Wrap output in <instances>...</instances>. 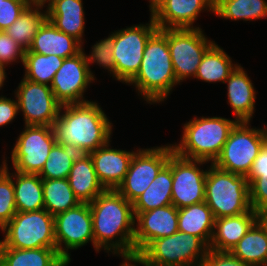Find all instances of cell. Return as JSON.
<instances>
[{
  "mask_svg": "<svg viewBox=\"0 0 267 266\" xmlns=\"http://www.w3.org/2000/svg\"><path fill=\"white\" fill-rule=\"evenodd\" d=\"M54 230L57 252L68 264L71 262L69 250H76L89 242L95 249L89 203H80L56 214Z\"/></svg>",
  "mask_w": 267,
  "mask_h": 266,
  "instance_id": "4fadbf2b",
  "label": "cell"
},
{
  "mask_svg": "<svg viewBox=\"0 0 267 266\" xmlns=\"http://www.w3.org/2000/svg\"><path fill=\"white\" fill-rule=\"evenodd\" d=\"M166 38L179 83L195 77L203 55L215 42L209 40L201 28L166 29Z\"/></svg>",
  "mask_w": 267,
  "mask_h": 266,
  "instance_id": "30bf717a",
  "label": "cell"
},
{
  "mask_svg": "<svg viewBox=\"0 0 267 266\" xmlns=\"http://www.w3.org/2000/svg\"><path fill=\"white\" fill-rule=\"evenodd\" d=\"M4 166L0 170V230L13 218L17 213L13 173L8 170L7 161L4 159Z\"/></svg>",
  "mask_w": 267,
  "mask_h": 266,
  "instance_id": "8d00e7d4",
  "label": "cell"
},
{
  "mask_svg": "<svg viewBox=\"0 0 267 266\" xmlns=\"http://www.w3.org/2000/svg\"><path fill=\"white\" fill-rule=\"evenodd\" d=\"M238 64L215 42L207 49L195 74L196 79L208 83L224 82Z\"/></svg>",
  "mask_w": 267,
  "mask_h": 266,
  "instance_id": "f546056e",
  "label": "cell"
},
{
  "mask_svg": "<svg viewBox=\"0 0 267 266\" xmlns=\"http://www.w3.org/2000/svg\"><path fill=\"white\" fill-rule=\"evenodd\" d=\"M230 252L252 266H267L266 226L258 219Z\"/></svg>",
  "mask_w": 267,
  "mask_h": 266,
  "instance_id": "83f0119b",
  "label": "cell"
},
{
  "mask_svg": "<svg viewBox=\"0 0 267 266\" xmlns=\"http://www.w3.org/2000/svg\"><path fill=\"white\" fill-rule=\"evenodd\" d=\"M158 29L153 17L147 24H137L114 30V79L128 84L138 73L144 48L150 36Z\"/></svg>",
  "mask_w": 267,
  "mask_h": 266,
  "instance_id": "9c48e42d",
  "label": "cell"
},
{
  "mask_svg": "<svg viewBox=\"0 0 267 266\" xmlns=\"http://www.w3.org/2000/svg\"><path fill=\"white\" fill-rule=\"evenodd\" d=\"M224 83H227V103L233 109L235 120L250 122L256 100V91L250 77L243 67L237 65Z\"/></svg>",
  "mask_w": 267,
  "mask_h": 266,
  "instance_id": "44dd1931",
  "label": "cell"
},
{
  "mask_svg": "<svg viewBox=\"0 0 267 266\" xmlns=\"http://www.w3.org/2000/svg\"><path fill=\"white\" fill-rule=\"evenodd\" d=\"M67 179L80 203H91L106 190L98 180L89 154H78Z\"/></svg>",
  "mask_w": 267,
  "mask_h": 266,
  "instance_id": "cb8c5ba5",
  "label": "cell"
},
{
  "mask_svg": "<svg viewBox=\"0 0 267 266\" xmlns=\"http://www.w3.org/2000/svg\"><path fill=\"white\" fill-rule=\"evenodd\" d=\"M47 5V19L60 31L78 40L82 45L85 12L82 0H42ZM83 41V42H82Z\"/></svg>",
  "mask_w": 267,
  "mask_h": 266,
  "instance_id": "ffe728a7",
  "label": "cell"
},
{
  "mask_svg": "<svg viewBox=\"0 0 267 266\" xmlns=\"http://www.w3.org/2000/svg\"><path fill=\"white\" fill-rule=\"evenodd\" d=\"M33 0H3L0 5V31H5L17 20Z\"/></svg>",
  "mask_w": 267,
  "mask_h": 266,
  "instance_id": "ab89813d",
  "label": "cell"
},
{
  "mask_svg": "<svg viewBox=\"0 0 267 266\" xmlns=\"http://www.w3.org/2000/svg\"><path fill=\"white\" fill-rule=\"evenodd\" d=\"M89 207L95 250L99 253L100 249H104L121 258H134L135 216L132 202L117 190L108 189L89 203Z\"/></svg>",
  "mask_w": 267,
  "mask_h": 266,
  "instance_id": "6da1fadb",
  "label": "cell"
},
{
  "mask_svg": "<svg viewBox=\"0 0 267 266\" xmlns=\"http://www.w3.org/2000/svg\"><path fill=\"white\" fill-rule=\"evenodd\" d=\"M11 152L15 171L39 174L57 142L52 126L25 125Z\"/></svg>",
  "mask_w": 267,
  "mask_h": 266,
  "instance_id": "8fae6325",
  "label": "cell"
},
{
  "mask_svg": "<svg viewBox=\"0 0 267 266\" xmlns=\"http://www.w3.org/2000/svg\"><path fill=\"white\" fill-rule=\"evenodd\" d=\"M259 220L266 226L267 228V206L259 212Z\"/></svg>",
  "mask_w": 267,
  "mask_h": 266,
  "instance_id": "f6af8a7d",
  "label": "cell"
},
{
  "mask_svg": "<svg viewBox=\"0 0 267 266\" xmlns=\"http://www.w3.org/2000/svg\"><path fill=\"white\" fill-rule=\"evenodd\" d=\"M19 113L18 102L5 96H0V127L11 123Z\"/></svg>",
  "mask_w": 267,
  "mask_h": 266,
  "instance_id": "b9f144b4",
  "label": "cell"
},
{
  "mask_svg": "<svg viewBox=\"0 0 267 266\" xmlns=\"http://www.w3.org/2000/svg\"><path fill=\"white\" fill-rule=\"evenodd\" d=\"M13 180L17 212L44 209L42 178L38 174L15 171Z\"/></svg>",
  "mask_w": 267,
  "mask_h": 266,
  "instance_id": "f1b7e54d",
  "label": "cell"
},
{
  "mask_svg": "<svg viewBox=\"0 0 267 266\" xmlns=\"http://www.w3.org/2000/svg\"><path fill=\"white\" fill-rule=\"evenodd\" d=\"M135 86L138 95L149 104L163 102L172 89L180 83L176 80L166 29H157L147 41L140 68L128 83Z\"/></svg>",
  "mask_w": 267,
  "mask_h": 266,
  "instance_id": "3957f363",
  "label": "cell"
},
{
  "mask_svg": "<svg viewBox=\"0 0 267 266\" xmlns=\"http://www.w3.org/2000/svg\"><path fill=\"white\" fill-rule=\"evenodd\" d=\"M110 142L108 141L102 147L88 154L92 159L98 180L103 187L106 190H116L123 182L135 152L133 150L130 152L127 150L112 149V147H109Z\"/></svg>",
  "mask_w": 267,
  "mask_h": 266,
  "instance_id": "d6986e66",
  "label": "cell"
},
{
  "mask_svg": "<svg viewBox=\"0 0 267 266\" xmlns=\"http://www.w3.org/2000/svg\"><path fill=\"white\" fill-rule=\"evenodd\" d=\"M44 209L51 215L67 211L80 204L67 178L42 179Z\"/></svg>",
  "mask_w": 267,
  "mask_h": 266,
  "instance_id": "d6a6232c",
  "label": "cell"
},
{
  "mask_svg": "<svg viewBox=\"0 0 267 266\" xmlns=\"http://www.w3.org/2000/svg\"><path fill=\"white\" fill-rule=\"evenodd\" d=\"M82 44L75 38L57 29L48 19L34 36L30 52L69 58L82 51Z\"/></svg>",
  "mask_w": 267,
  "mask_h": 266,
  "instance_id": "603a6c76",
  "label": "cell"
},
{
  "mask_svg": "<svg viewBox=\"0 0 267 266\" xmlns=\"http://www.w3.org/2000/svg\"><path fill=\"white\" fill-rule=\"evenodd\" d=\"M150 14L158 29L194 27L201 11L214 13V0H149Z\"/></svg>",
  "mask_w": 267,
  "mask_h": 266,
  "instance_id": "e0dca14e",
  "label": "cell"
},
{
  "mask_svg": "<svg viewBox=\"0 0 267 266\" xmlns=\"http://www.w3.org/2000/svg\"><path fill=\"white\" fill-rule=\"evenodd\" d=\"M172 155L148 188L133 202L136 217L140 212L172 204Z\"/></svg>",
  "mask_w": 267,
  "mask_h": 266,
  "instance_id": "d4e9b609",
  "label": "cell"
},
{
  "mask_svg": "<svg viewBox=\"0 0 267 266\" xmlns=\"http://www.w3.org/2000/svg\"><path fill=\"white\" fill-rule=\"evenodd\" d=\"M14 92L25 125L54 126L61 104L55 99L50 85L22 78Z\"/></svg>",
  "mask_w": 267,
  "mask_h": 266,
  "instance_id": "5bb4252c",
  "label": "cell"
},
{
  "mask_svg": "<svg viewBox=\"0 0 267 266\" xmlns=\"http://www.w3.org/2000/svg\"><path fill=\"white\" fill-rule=\"evenodd\" d=\"M215 218L205 202L178 209V231L200 237L210 244Z\"/></svg>",
  "mask_w": 267,
  "mask_h": 266,
  "instance_id": "4316f807",
  "label": "cell"
},
{
  "mask_svg": "<svg viewBox=\"0 0 267 266\" xmlns=\"http://www.w3.org/2000/svg\"><path fill=\"white\" fill-rule=\"evenodd\" d=\"M249 121H240L232 128L214 165L224 171L247 176L255 158L267 141V126L251 128ZM250 126V127H249Z\"/></svg>",
  "mask_w": 267,
  "mask_h": 266,
  "instance_id": "52a82bcc",
  "label": "cell"
},
{
  "mask_svg": "<svg viewBox=\"0 0 267 266\" xmlns=\"http://www.w3.org/2000/svg\"><path fill=\"white\" fill-rule=\"evenodd\" d=\"M78 152L58 142L50 150L48 159L41 172L38 174L42 179L68 178Z\"/></svg>",
  "mask_w": 267,
  "mask_h": 266,
  "instance_id": "d590c367",
  "label": "cell"
},
{
  "mask_svg": "<svg viewBox=\"0 0 267 266\" xmlns=\"http://www.w3.org/2000/svg\"><path fill=\"white\" fill-rule=\"evenodd\" d=\"M44 7L42 0H33L5 30L25 51L31 47L34 36L47 20V10H42Z\"/></svg>",
  "mask_w": 267,
  "mask_h": 266,
  "instance_id": "484cf974",
  "label": "cell"
},
{
  "mask_svg": "<svg viewBox=\"0 0 267 266\" xmlns=\"http://www.w3.org/2000/svg\"><path fill=\"white\" fill-rule=\"evenodd\" d=\"M205 163L209 162L186 159L175 152L172 154V205L177 209L205 202L208 169L200 168Z\"/></svg>",
  "mask_w": 267,
  "mask_h": 266,
  "instance_id": "9a60e30c",
  "label": "cell"
},
{
  "mask_svg": "<svg viewBox=\"0 0 267 266\" xmlns=\"http://www.w3.org/2000/svg\"><path fill=\"white\" fill-rule=\"evenodd\" d=\"M259 219V213L249 210L238 216L215 219L209 249L230 251Z\"/></svg>",
  "mask_w": 267,
  "mask_h": 266,
  "instance_id": "7402d4cb",
  "label": "cell"
},
{
  "mask_svg": "<svg viewBox=\"0 0 267 266\" xmlns=\"http://www.w3.org/2000/svg\"><path fill=\"white\" fill-rule=\"evenodd\" d=\"M200 266H252L235 257L230 251L208 249Z\"/></svg>",
  "mask_w": 267,
  "mask_h": 266,
  "instance_id": "60d3db41",
  "label": "cell"
},
{
  "mask_svg": "<svg viewBox=\"0 0 267 266\" xmlns=\"http://www.w3.org/2000/svg\"><path fill=\"white\" fill-rule=\"evenodd\" d=\"M57 248H6L3 266H68Z\"/></svg>",
  "mask_w": 267,
  "mask_h": 266,
  "instance_id": "4dcf8cb0",
  "label": "cell"
},
{
  "mask_svg": "<svg viewBox=\"0 0 267 266\" xmlns=\"http://www.w3.org/2000/svg\"><path fill=\"white\" fill-rule=\"evenodd\" d=\"M237 122L220 116L201 118L195 116L183 124L180 142L172 144L174 152L186 159L210 161L213 164Z\"/></svg>",
  "mask_w": 267,
  "mask_h": 266,
  "instance_id": "277c9868",
  "label": "cell"
},
{
  "mask_svg": "<svg viewBox=\"0 0 267 266\" xmlns=\"http://www.w3.org/2000/svg\"><path fill=\"white\" fill-rule=\"evenodd\" d=\"M24 53L25 50L6 31H0V65L7 67V64L18 60L23 64Z\"/></svg>",
  "mask_w": 267,
  "mask_h": 266,
  "instance_id": "f35d334b",
  "label": "cell"
},
{
  "mask_svg": "<svg viewBox=\"0 0 267 266\" xmlns=\"http://www.w3.org/2000/svg\"><path fill=\"white\" fill-rule=\"evenodd\" d=\"M246 177L249 183L251 207L259 213L267 206V141L260 149Z\"/></svg>",
  "mask_w": 267,
  "mask_h": 266,
  "instance_id": "e575fe53",
  "label": "cell"
},
{
  "mask_svg": "<svg viewBox=\"0 0 267 266\" xmlns=\"http://www.w3.org/2000/svg\"><path fill=\"white\" fill-rule=\"evenodd\" d=\"M95 79L86 61L84 48L77 55L65 58L50 85L55 99L61 104L84 103V93Z\"/></svg>",
  "mask_w": 267,
  "mask_h": 266,
  "instance_id": "2e32d148",
  "label": "cell"
},
{
  "mask_svg": "<svg viewBox=\"0 0 267 266\" xmlns=\"http://www.w3.org/2000/svg\"><path fill=\"white\" fill-rule=\"evenodd\" d=\"M1 231L6 248H56L54 216L45 209L17 212Z\"/></svg>",
  "mask_w": 267,
  "mask_h": 266,
  "instance_id": "ba28073f",
  "label": "cell"
},
{
  "mask_svg": "<svg viewBox=\"0 0 267 266\" xmlns=\"http://www.w3.org/2000/svg\"><path fill=\"white\" fill-rule=\"evenodd\" d=\"M5 241L4 239L0 240V266H3L4 263V253H5Z\"/></svg>",
  "mask_w": 267,
  "mask_h": 266,
  "instance_id": "ee69618b",
  "label": "cell"
},
{
  "mask_svg": "<svg viewBox=\"0 0 267 266\" xmlns=\"http://www.w3.org/2000/svg\"><path fill=\"white\" fill-rule=\"evenodd\" d=\"M3 166H4V162H2V165L0 166V170L3 168Z\"/></svg>",
  "mask_w": 267,
  "mask_h": 266,
  "instance_id": "7dc6e473",
  "label": "cell"
},
{
  "mask_svg": "<svg viewBox=\"0 0 267 266\" xmlns=\"http://www.w3.org/2000/svg\"><path fill=\"white\" fill-rule=\"evenodd\" d=\"M176 232H178V209L174 205L140 212L135 217V257L153 240L171 236Z\"/></svg>",
  "mask_w": 267,
  "mask_h": 266,
  "instance_id": "ac0fdd59",
  "label": "cell"
},
{
  "mask_svg": "<svg viewBox=\"0 0 267 266\" xmlns=\"http://www.w3.org/2000/svg\"><path fill=\"white\" fill-rule=\"evenodd\" d=\"M205 203L215 219L238 216L253 210L247 177L210 164L205 180Z\"/></svg>",
  "mask_w": 267,
  "mask_h": 266,
  "instance_id": "5b68a950",
  "label": "cell"
},
{
  "mask_svg": "<svg viewBox=\"0 0 267 266\" xmlns=\"http://www.w3.org/2000/svg\"><path fill=\"white\" fill-rule=\"evenodd\" d=\"M172 144L135 151L123 182L116 189L129 202L141 195L168 163Z\"/></svg>",
  "mask_w": 267,
  "mask_h": 266,
  "instance_id": "7c38bea8",
  "label": "cell"
},
{
  "mask_svg": "<svg viewBox=\"0 0 267 266\" xmlns=\"http://www.w3.org/2000/svg\"><path fill=\"white\" fill-rule=\"evenodd\" d=\"M208 249L200 237L178 231L153 240L137 257L143 266H200Z\"/></svg>",
  "mask_w": 267,
  "mask_h": 266,
  "instance_id": "8992f818",
  "label": "cell"
},
{
  "mask_svg": "<svg viewBox=\"0 0 267 266\" xmlns=\"http://www.w3.org/2000/svg\"><path fill=\"white\" fill-rule=\"evenodd\" d=\"M64 58L56 55H43L26 50L23 66L27 80L51 85L57 70L62 66ZM50 83V84H49Z\"/></svg>",
  "mask_w": 267,
  "mask_h": 266,
  "instance_id": "836d02e7",
  "label": "cell"
},
{
  "mask_svg": "<svg viewBox=\"0 0 267 266\" xmlns=\"http://www.w3.org/2000/svg\"><path fill=\"white\" fill-rule=\"evenodd\" d=\"M101 108L91 100L61 105L53 126L57 142L79 154H88L105 145L110 141L113 123Z\"/></svg>",
  "mask_w": 267,
  "mask_h": 266,
  "instance_id": "7a4b0ae2",
  "label": "cell"
},
{
  "mask_svg": "<svg viewBox=\"0 0 267 266\" xmlns=\"http://www.w3.org/2000/svg\"><path fill=\"white\" fill-rule=\"evenodd\" d=\"M113 47H114V32H112V34H110L107 38L96 42V44H94V46L91 47L92 48V51L90 52L91 54L86 55L85 53L90 73L94 79L96 77H94L95 75H93L90 69L91 63L93 64L96 63V65L98 64L100 67L107 69L108 72H110V74L114 78L115 61L113 57Z\"/></svg>",
  "mask_w": 267,
  "mask_h": 266,
  "instance_id": "74e56055",
  "label": "cell"
},
{
  "mask_svg": "<svg viewBox=\"0 0 267 266\" xmlns=\"http://www.w3.org/2000/svg\"><path fill=\"white\" fill-rule=\"evenodd\" d=\"M124 261H122V263L120 264V266H138V264L140 265V260L138 259V257H134V258H123Z\"/></svg>",
  "mask_w": 267,
  "mask_h": 266,
  "instance_id": "7bdbcfd3",
  "label": "cell"
},
{
  "mask_svg": "<svg viewBox=\"0 0 267 266\" xmlns=\"http://www.w3.org/2000/svg\"><path fill=\"white\" fill-rule=\"evenodd\" d=\"M6 68L4 67V66H2V65H0V89L3 87V85H4V82H5V80H6V70H5Z\"/></svg>",
  "mask_w": 267,
  "mask_h": 266,
  "instance_id": "bcb514c9",
  "label": "cell"
},
{
  "mask_svg": "<svg viewBox=\"0 0 267 266\" xmlns=\"http://www.w3.org/2000/svg\"><path fill=\"white\" fill-rule=\"evenodd\" d=\"M214 14L232 21H252L267 17L265 0H214Z\"/></svg>",
  "mask_w": 267,
  "mask_h": 266,
  "instance_id": "1f68e13d",
  "label": "cell"
}]
</instances>
